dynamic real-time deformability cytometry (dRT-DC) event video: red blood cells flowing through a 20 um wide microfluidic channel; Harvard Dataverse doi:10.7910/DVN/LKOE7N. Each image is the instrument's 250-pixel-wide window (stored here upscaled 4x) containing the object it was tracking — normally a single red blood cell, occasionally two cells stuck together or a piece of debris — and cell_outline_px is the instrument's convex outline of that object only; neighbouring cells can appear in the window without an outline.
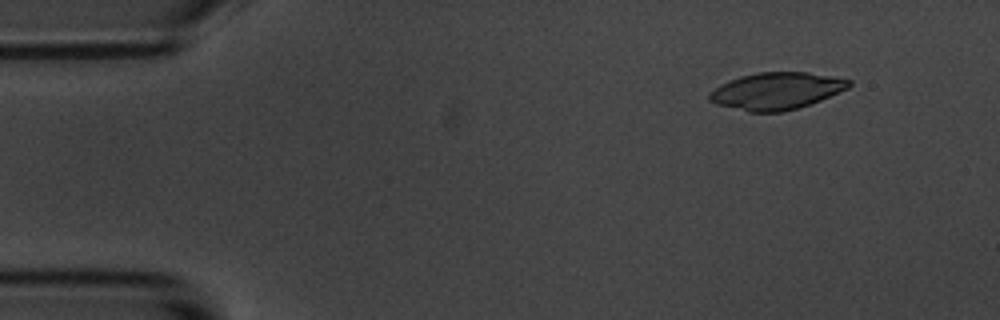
{"species": "common noctule bat (a hibernating species)", "species_latin": "Nyctalus noctula", "temperature_condition": "room temperature", "stored_images_in_passage": 4, "camera_frame_rate_fps": 3000, "um_per_image_px": 0.085, "animal": {"sex": "male", "body_mass_g": 20.1, "forearm_length_mm": 53.5}, "frame": {"image": 1, "passage_image": 2, "time_ms": 1.333, "image_size_px": [1000, 320], "cell_outline_px": [[852, 84], [848, 88], [820, 100], [796, 108], [780, 112], [748, 112], [716, 104], [708, 100], [708, 92], [720, 84], [728, 80], [740, 76], [756, 72], [808, 72], [832, 76], [852, 80]], "centroid_in_image_um": [65.95, 7.72], "position_along_channel_um": 19.0, "area_um2": 30.17}}